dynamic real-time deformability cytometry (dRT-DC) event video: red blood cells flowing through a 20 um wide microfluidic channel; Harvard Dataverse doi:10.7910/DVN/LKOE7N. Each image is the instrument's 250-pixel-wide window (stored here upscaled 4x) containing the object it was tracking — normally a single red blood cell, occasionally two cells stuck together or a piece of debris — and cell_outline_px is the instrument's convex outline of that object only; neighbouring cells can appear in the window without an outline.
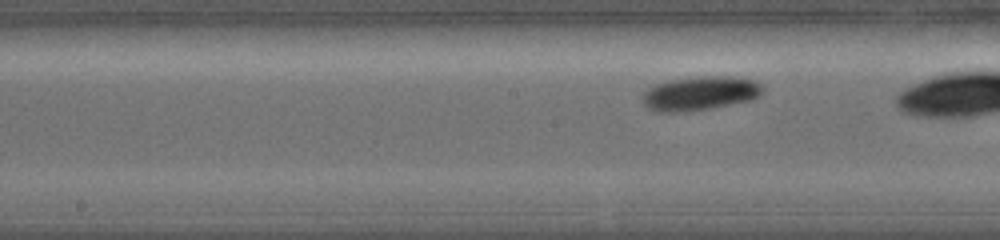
{"species": "common noctule bat (a hibernating species)", "species_latin": "Nyctalus noctula", "temperature_condition": "warm", "stored_images_in_passage": 25, "camera_frame_rate_fps": 5000, "um_per_image_px": 0.085, "animal": {"sex": "female", "body_mass_g": 19.0, "forearm_length_mm": 56.7}, "frame": {"image": 1, "passage_image": 11, "time_ms": 2.2, "image_size_px": [1000, 240], "cell_outline_px": [[764, 92], [760, 96], [752, 100], [708, 108], [676, 112], [660, 112], [648, 108], [644, 104], [644, 92], [648, 88], [656, 84], [672, 80], [700, 76], [728, 76], [756, 80], [764, 88]], "centroid_in_image_um": [59.56, 7.92], "position_along_channel_um": 188.6, "area_um2": 23.58}}
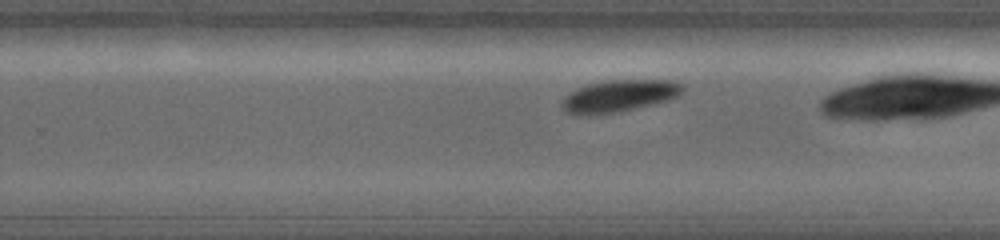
{"frame": {"image": 2, "passage_image": 18, "time_ms": 3.8, "image_size_px": [1000, 240], "cell_outline_px": [[684, 88], [680, 96], [668, 100], [620, 112], [564, 112], [560, 104], [560, 100], [568, 92], [576, 88], [588, 84], [608, 80], [672, 80], [680, 84]], "centroid_in_image_um": [52.65, 8.11], "position_along_channel_um": 277.2, "area_um2": 22.08}}